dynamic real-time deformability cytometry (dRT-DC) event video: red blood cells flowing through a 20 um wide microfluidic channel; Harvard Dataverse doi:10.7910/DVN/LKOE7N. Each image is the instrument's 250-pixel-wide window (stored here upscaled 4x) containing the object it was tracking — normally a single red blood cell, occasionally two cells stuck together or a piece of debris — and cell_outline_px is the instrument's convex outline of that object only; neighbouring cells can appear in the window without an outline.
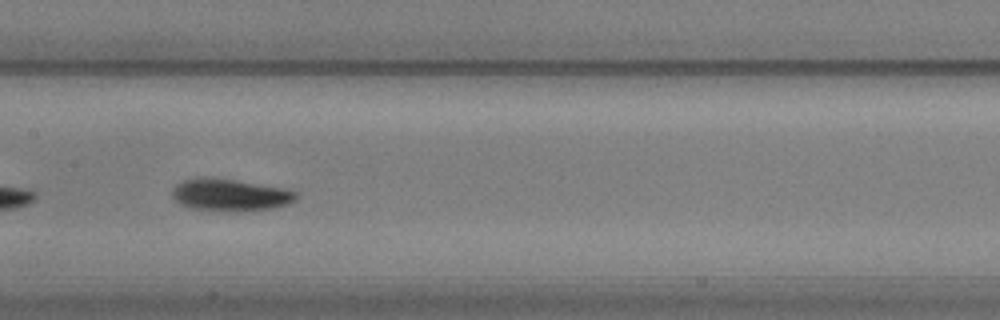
{"species": "common noctule bat (a hibernating species)", "species_latin": "Nyctalus noctula", "temperature_condition": "warm", "stored_images_in_passage": 29, "camera_frame_rate_fps": 3000, "um_per_image_px": 0.085, "animal": {"sex": "male", "body_mass_g": 20.5, "forearm_length_mm": 52.5}, "frame": {"image": 1, "passage_image": 13, "time_ms": 4.0, "image_size_px": [1000, 320], "cell_outline_px": [[300, 196], [296, 200], [288, 204], [276, 208], [236, 212], [232, 212], [192, 208], [180, 204], [172, 196], [172, 188], [176, 184], [184, 180], [196, 176], [212, 176], [284, 188], [296, 192]], "centroid_in_image_um": [19.56, 16.56], "position_along_channel_um": 187.8, "area_um2": 23.76}, "authors_computed_cell_mechanics": {"area_um2": 22.5998, "velocity_mm_per_s": 3.7585, "shape_relaxation_time_tau1_ms": 2.0215, "shape_relaxation_time_tau2_ms": 3.1958, "deformation_change_tau1": 0.1465, "deformation_change_tau2": 0.074}}